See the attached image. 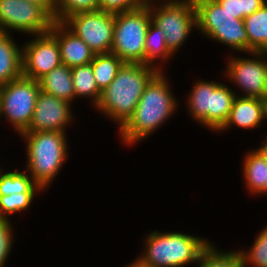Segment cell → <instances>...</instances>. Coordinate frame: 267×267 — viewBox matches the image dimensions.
<instances>
[{"instance_id": "6da1fadb", "label": "cell", "mask_w": 267, "mask_h": 267, "mask_svg": "<svg viewBox=\"0 0 267 267\" xmlns=\"http://www.w3.org/2000/svg\"><path fill=\"white\" fill-rule=\"evenodd\" d=\"M159 71L148 83L141 98L128 120L118 129L122 145L134 146L162 128L178 108L177 99L168 77ZM172 89V90H171Z\"/></svg>"}, {"instance_id": "7a4b0ae2", "label": "cell", "mask_w": 267, "mask_h": 267, "mask_svg": "<svg viewBox=\"0 0 267 267\" xmlns=\"http://www.w3.org/2000/svg\"><path fill=\"white\" fill-rule=\"evenodd\" d=\"M159 72L148 64L123 63L94 108L119 129L133 114L145 87Z\"/></svg>"}, {"instance_id": "3957f363", "label": "cell", "mask_w": 267, "mask_h": 267, "mask_svg": "<svg viewBox=\"0 0 267 267\" xmlns=\"http://www.w3.org/2000/svg\"><path fill=\"white\" fill-rule=\"evenodd\" d=\"M66 132H23L19 135L25 142L26 165L24 169L45 192L53 184L69 158Z\"/></svg>"}, {"instance_id": "277c9868", "label": "cell", "mask_w": 267, "mask_h": 267, "mask_svg": "<svg viewBox=\"0 0 267 267\" xmlns=\"http://www.w3.org/2000/svg\"><path fill=\"white\" fill-rule=\"evenodd\" d=\"M142 241L139 257L152 267H187L197 264L202 253L211 245L205 239L190 233L153 230Z\"/></svg>"}, {"instance_id": "5b68a950", "label": "cell", "mask_w": 267, "mask_h": 267, "mask_svg": "<svg viewBox=\"0 0 267 267\" xmlns=\"http://www.w3.org/2000/svg\"><path fill=\"white\" fill-rule=\"evenodd\" d=\"M196 10L197 33L209 41L220 43L231 50L230 53H249V39L244 19L223 9L216 1L193 0Z\"/></svg>"}, {"instance_id": "8992f818", "label": "cell", "mask_w": 267, "mask_h": 267, "mask_svg": "<svg viewBox=\"0 0 267 267\" xmlns=\"http://www.w3.org/2000/svg\"><path fill=\"white\" fill-rule=\"evenodd\" d=\"M151 22L149 7L114 14L111 52L124 63L145 64L144 43Z\"/></svg>"}, {"instance_id": "52a82bcc", "label": "cell", "mask_w": 267, "mask_h": 267, "mask_svg": "<svg viewBox=\"0 0 267 267\" xmlns=\"http://www.w3.org/2000/svg\"><path fill=\"white\" fill-rule=\"evenodd\" d=\"M40 85L37 80L21 76L0 86V115L19 136L31 122Z\"/></svg>"}, {"instance_id": "ba28073f", "label": "cell", "mask_w": 267, "mask_h": 267, "mask_svg": "<svg viewBox=\"0 0 267 267\" xmlns=\"http://www.w3.org/2000/svg\"><path fill=\"white\" fill-rule=\"evenodd\" d=\"M248 56L228 54L223 77L241 90L236 96L267 100V52H250ZM235 55V56H234ZM241 93V94H240Z\"/></svg>"}, {"instance_id": "9c48e42d", "label": "cell", "mask_w": 267, "mask_h": 267, "mask_svg": "<svg viewBox=\"0 0 267 267\" xmlns=\"http://www.w3.org/2000/svg\"><path fill=\"white\" fill-rule=\"evenodd\" d=\"M151 22L166 35V45L175 55L187 42L192 31L197 30L196 10L193 0L149 6Z\"/></svg>"}, {"instance_id": "30bf717a", "label": "cell", "mask_w": 267, "mask_h": 267, "mask_svg": "<svg viewBox=\"0 0 267 267\" xmlns=\"http://www.w3.org/2000/svg\"><path fill=\"white\" fill-rule=\"evenodd\" d=\"M55 19L41 6L26 0H0V32L28 36L50 31Z\"/></svg>"}, {"instance_id": "8fae6325", "label": "cell", "mask_w": 267, "mask_h": 267, "mask_svg": "<svg viewBox=\"0 0 267 267\" xmlns=\"http://www.w3.org/2000/svg\"><path fill=\"white\" fill-rule=\"evenodd\" d=\"M63 23L95 54L110 53L113 44L114 14L105 11L78 12Z\"/></svg>"}, {"instance_id": "7c38bea8", "label": "cell", "mask_w": 267, "mask_h": 267, "mask_svg": "<svg viewBox=\"0 0 267 267\" xmlns=\"http://www.w3.org/2000/svg\"><path fill=\"white\" fill-rule=\"evenodd\" d=\"M31 37L22 44V75L38 81L62 61L57 40L49 32Z\"/></svg>"}, {"instance_id": "4fadbf2b", "label": "cell", "mask_w": 267, "mask_h": 267, "mask_svg": "<svg viewBox=\"0 0 267 267\" xmlns=\"http://www.w3.org/2000/svg\"><path fill=\"white\" fill-rule=\"evenodd\" d=\"M72 104L40 91L29 127L24 132L59 131L66 132L76 120Z\"/></svg>"}, {"instance_id": "5bb4252c", "label": "cell", "mask_w": 267, "mask_h": 267, "mask_svg": "<svg viewBox=\"0 0 267 267\" xmlns=\"http://www.w3.org/2000/svg\"><path fill=\"white\" fill-rule=\"evenodd\" d=\"M266 121L267 100L236 96L227 121L217 133L226 132L234 127L253 131L264 126L263 122Z\"/></svg>"}, {"instance_id": "9a60e30c", "label": "cell", "mask_w": 267, "mask_h": 267, "mask_svg": "<svg viewBox=\"0 0 267 267\" xmlns=\"http://www.w3.org/2000/svg\"><path fill=\"white\" fill-rule=\"evenodd\" d=\"M49 33L57 40L62 64L73 68L92 62L95 53L63 22L55 20Z\"/></svg>"}, {"instance_id": "2e32d148", "label": "cell", "mask_w": 267, "mask_h": 267, "mask_svg": "<svg viewBox=\"0 0 267 267\" xmlns=\"http://www.w3.org/2000/svg\"><path fill=\"white\" fill-rule=\"evenodd\" d=\"M220 81L196 79L192 89L186 94L187 114L194 122L211 131V102L213 91L221 84Z\"/></svg>"}, {"instance_id": "e0dca14e", "label": "cell", "mask_w": 267, "mask_h": 267, "mask_svg": "<svg viewBox=\"0 0 267 267\" xmlns=\"http://www.w3.org/2000/svg\"><path fill=\"white\" fill-rule=\"evenodd\" d=\"M242 160V178L245 191L252 197L265 196V183H267V158L257 148L250 149ZM256 195V196H255Z\"/></svg>"}, {"instance_id": "ac0fdd59", "label": "cell", "mask_w": 267, "mask_h": 267, "mask_svg": "<svg viewBox=\"0 0 267 267\" xmlns=\"http://www.w3.org/2000/svg\"><path fill=\"white\" fill-rule=\"evenodd\" d=\"M12 34L0 32V86L22 76V45Z\"/></svg>"}, {"instance_id": "d6986e66", "label": "cell", "mask_w": 267, "mask_h": 267, "mask_svg": "<svg viewBox=\"0 0 267 267\" xmlns=\"http://www.w3.org/2000/svg\"><path fill=\"white\" fill-rule=\"evenodd\" d=\"M40 90L74 104L71 68L61 64L38 80Z\"/></svg>"}, {"instance_id": "ffe728a7", "label": "cell", "mask_w": 267, "mask_h": 267, "mask_svg": "<svg viewBox=\"0 0 267 267\" xmlns=\"http://www.w3.org/2000/svg\"><path fill=\"white\" fill-rule=\"evenodd\" d=\"M144 51L145 64L154 66L159 71H166L164 65H169V61L174 56L166 45L165 33L152 22H150L146 32Z\"/></svg>"}, {"instance_id": "44dd1931", "label": "cell", "mask_w": 267, "mask_h": 267, "mask_svg": "<svg viewBox=\"0 0 267 267\" xmlns=\"http://www.w3.org/2000/svg\"><path fill=\"white\" fill-rule=\"evenodd\" d=\"M74 85V102L79 98L89 99L92 109L96 107L101 97L91 64L71 68Z\"/></svg>"}, {"instance_id": "7402d4cb", "label": "cell", "mask_w": 267, "mask_h": 267, "mask_svg": "<svg viewBox=\"0 0 267 267\" xmlns=\"http://www.w3.org/2000/svg\"><path fill=\"white\" fill-rule=\"evenodd\" d=\"M250 52H267V2L244 18Z\"/></svg>"}, {"instance_id": "603a6c76", "label": "cell", "mask_w": 267, "mask_h": 267, "mask_svg": "<svg viewBox=\"0 0 267 267\" xmlns=\"http://www.w3.org/2000/svg\"><path fill=\"white\" fill-rule=\"evenodd\" d=\"M227 83H221L214 91L211 102V131L218 132L227 121L236 93Z\"/></svg>"}, {"instance_id": "cb8c5ba5", "label": "cell", "mask_w": 267, "mask_h": 267, "mask_svg": "<svg viewBox=\"0 0 267 267\" xmlns=\"http://www.w3.org/2000/svg\"><path fill=\"white\" fill-rule=\"evenodd\" d=\"M29 173L24 169L2 171L0 173V195L8 196L16 193H43Z\"/></svg>"}, {"instance_id": "d4e9b609", "label": "cell", "mask_w": 267, "mask_h": 267, "mask_svg": "<svg viewBox=\"0 0 267 267\" xmlns=\"http://www.w3.org/2000/svg\"><path fill=\"white\" fill-rule=\"evenodd\" d=\"M123 61L114 53L95 54L90 63L98 88L103 91L115 79Z\"/></svg>"}, {"instance_id": "484cf974", "label": "cell", "mask_w": 267, "mask_h": 267, "mask_svg": "<svg viewBox=\"0 0 267 267\" xmlns=\"http://www.w3.org/2000/svg\"><path fill=\"white\" fill-rule=\"evenodd\" d=\"M215 242L202 253L195 267H244L238 250H222Z\"/></svg>"}, {"instance_id": "4316f807", "label": "cell", "mask_w": 267, "mask_h": 267, "mask_svg": "<svg viewBox=\"0 0 267 267\" xmlns=\"http://www.w3.org/2000/svg\"><path fill=\"white\" fill-rule=\"evenodd\" d=\"M262 228L251 247L238 249L244 267H267V225Z\"/></svg>"}, {"instance_id": "83f0119b", "label": "cell", "mask_w": 267, "mask_h": 267, "mask_svg": "<svg viewBox=\"0 0 267 267\" xmlns=\"http://www.w3.org/2000/svg\"><path fill=\"white\" fill-rule=\"evenodd\" d=\"M41 193H16L8 196L0 195V218L11 221L14 214L24 213L30 208L35 196Z\"/></svg>"}, {"instance_id": "f1b7e54d", "label": "cell", "mask_w": 267, "mask_h": 267, "mask_svg": "<svg viewBox=\"0 0 267 267\" xmlns=\"http://www.w3.org/2000/svg\"><path fill=\"white\" fill-rule=\"evenodd\" d=\"M99 0H56L55 20L63 22L78 12L98 10Z\"/></svg>"}, {"instance_id": "f546056e", "label": "cell", "mask_w": 267, "mask_h": 267, "mask_svg": "<svg viewBox=\"0 0 267 267\" xmlns=\"http://www.w3.org/2000/svg\"><path fill=\"white\" fill-rule=\"evenodd\" d=\"M10 220L0 218V267H4L14 246V226Z\"/></svg>"}, {"instance_id": "4dcf8cb0", "label": "cell", "mask_w": 267, "mask_h": 267, "mask_svg": "<svg viewBox=\"0 0 267 267\" xmlns=\"http://www.w3.org/2000/svg\"><path fill=\"white\" fill-rule=\"evenodd\" d=\"M144 7L142 0H99L98 10L109 13H121Z\"/></svg>"}, {"instance_id": "1f68e13d", "label": "cell", "mask_w": 267, "mask_h": 267, "mask_svg": "<svg viewBox=\"0 0 267 267\" xmlns=\"http://www.w3.org/2000/svg\"><path fill=\"white\" fill-rule=\"evenodd\" d=\"M223 9L234 14L236 18L243 19L241 0H218L216 1Z\"/></svg>"}, {"instance_id": "d6a6232c", "label": "cell", "mask_w": 267, "mask_h": 267, "mask_svg": "<svg viewBox=\"0 0 267 267\" xmlns=\"http://www.w3.org/2000/svg\"><path fill=\"white\" fill-rule=\"evenodd\" d=\"M267 0H241L243 19L260 9Z\"/></svg>"}, {"instance_id": "836d02e7", "label": "cell", "mask_w": 267, "mask_h": 267, "mask_svg": "<svg viewBox=\"0 0 267 267\" xmlns=\"http://www.w3.org/2000/svg\"><path fill=\"white\" fill-rule=\"evenodd\" d=\"M43 7L54 19L56 12V0H26Z\"/></svg>"}, {"instance_id": "e575fe53", "label": "cell", "mask_w": 267, "mask_h": 267, "mask_svg": "<svg viewBox=\"0 0 267 267\" xmlns=\"http://www.w3.org/2000/svg\"><path fill=\"white\" fill-rule=\"evenodd\" d=\"M125 267V266H124ZM126 267H152L147 262L143 261L138 255L135 260H133L131 263L127 264Z\"/></svg>"}, {"instance_id": "d590c367", "label": "cell", "mask_w": 267, "mask_h": 267, "mask_svg": "<svg viewBox=\"0 0 267 267\" xmlns=\"http://www.w3.org/2000/svg\"><path fill=\"white\" fill-rule=\"evenodd\" d=\"M142 1H143V6L149 7V6L156 5V4L177 2L179 0H142Z\"/></svg>"}, {"instance_id": "8d00e7d4", "label": "cell", "mask_w": 267, "mask_h": 267, "mask_svg": "<svg viewBox=\"0 0 267 267\" xmlns=\"http://www.w3.org/2000/svg\"><path fill=\"white\" fill-rule=\"evenodd\" d=\"M259 144H261V145H258L259 146L258 148L261 150V152L267 158V136Z\"/></svg>"}, {"instance_id": "74e56055", "label": "cell", "mask_w": 267, "mask_h": 267, "mask_svg": "<svg viewBox=\"0 0 267 267\" xmlns=\"http://www.w3.org/2000/svg\"><path fill=\"white\" fill-rule=\"evenodd\" d=\"M265 195L267 196V183H265Z\"/></svg>"}, {"instance_id": "f35d334b", "label": "cell", "mask_w": 267, "mask_h": 267, "mask_svg": "<svg viewBox=\"0 0 267 267\" xmlns=\"http://www.w3.org/2000/svg\"><path fill=\"white\" fill-rule=\"evenodd\" d=\"M3 170H5V169H3V168L1 167V165H0V173H1Z\"/></svg>"}]
</instances>
